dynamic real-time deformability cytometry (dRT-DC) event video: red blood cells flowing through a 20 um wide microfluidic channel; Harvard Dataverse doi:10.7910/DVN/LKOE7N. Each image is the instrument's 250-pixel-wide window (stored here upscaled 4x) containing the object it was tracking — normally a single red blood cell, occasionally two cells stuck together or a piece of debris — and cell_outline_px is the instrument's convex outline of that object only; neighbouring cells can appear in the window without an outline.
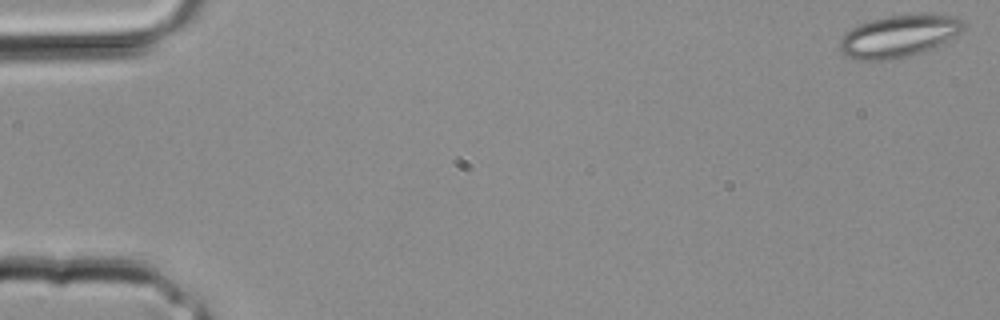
{"species": "common noctule bat (a hibernating species)", "species_latin": "Nyctalus noctula", "temperature_condition": "room temperature", "stored_images_in_passage": 15, "camera_frame_rate_fps": 3000, "um_per_image_px": 0.085, "animal": {"sex": "male", "body_mass_g": 20.4}, "frame": {"image": 1, "passage_image": 1, "time_ms": 0.0, "image_size_px": [1000, 320], "cell_outline_px": [[968, 24], [960, 32], [924, 52], [908, 56], [884, 60], [856, 60], [844, 56], [840, 52], [840, 36], [844, 32], [860, 24], [872, 20], [888, 16], [952, 16], [964, 20]], "centroid_in_image_um": [76.32, 3.1], "position_along_channel_um": 8.7, "area_um2": 29.77}}
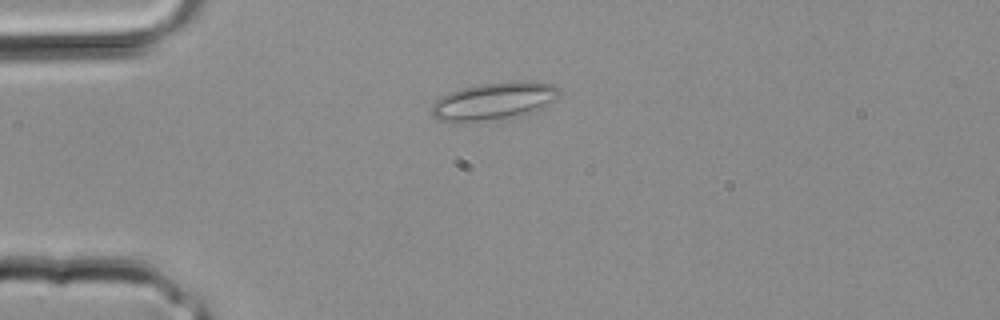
{"frame": {"image": 2, "passage_image": 9, "time_ms": 2.667, "image_size_px": [1000, 320], "cell_outline_px": [[560, 92], [544, 108], [536, 112], [524, 116], [476, 120], [440, 120], [432, 116], [432, 104], [440, 96], [460, 88], [480, 84], [512, 80], [528, 80], [556, 84], [560, 88]], "centroid_in_image_um": [42.07, 8.54], "position_along_channel_um": 42.9, "area_um2": 27.98}}
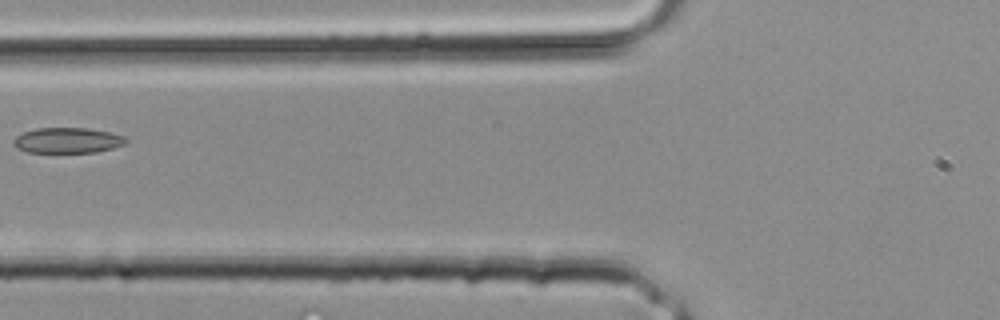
{"frame": {"image": 3, "passage_image": 14, "time_ms": 4.333, "image_size_px": [1000, 320], "cell_outline_px": [[128, 140], [124, 144], [112, 148], [96, 152], [28, 152], [16, 148], [12, 144], [12, 140], [16, 136], [24, 132], [36, 128], [88, 128], [108, 132], [124, 136]], "centroid_in_image_um": [5.7, 11.93], "position_along_channel_um": 120.1, "area_um2": 16.65}}